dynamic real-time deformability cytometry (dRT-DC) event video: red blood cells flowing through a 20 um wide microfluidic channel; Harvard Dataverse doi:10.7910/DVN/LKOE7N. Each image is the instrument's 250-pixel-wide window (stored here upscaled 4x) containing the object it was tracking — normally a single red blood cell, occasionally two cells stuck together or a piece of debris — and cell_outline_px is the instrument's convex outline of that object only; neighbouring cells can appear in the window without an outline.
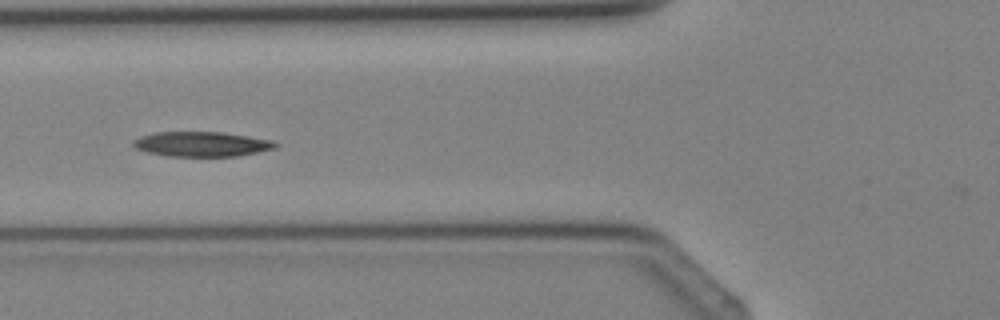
{"species": "Egyptian fruit bat (a non-hibernating species)", "species_latin": "Rousettus aegyptiacus", "temperature_condition": "cold", "stored_images_in_passage": 4, "camera_frame_rate_fps": 3000, "um_per_image_px": 0.085, "animal": {"sex": "female"}, "frame": {"image": 1, "passage_image": 4, "time_ms": 3.333, "image_size_px": [1000, 320], "cell_outline_px": [[280, 144], [276, 148], [236, 156], [168, 156], [148, 152], [136, 148], [132, 144], [132, 140], [140, 136], [156, 132], [220, 132], [248, 136], [272, 140]], "centroid_in_image_um": [17.14, 12.24], "position_along_channel_um": 108.7, "area_um2": 20.52}}